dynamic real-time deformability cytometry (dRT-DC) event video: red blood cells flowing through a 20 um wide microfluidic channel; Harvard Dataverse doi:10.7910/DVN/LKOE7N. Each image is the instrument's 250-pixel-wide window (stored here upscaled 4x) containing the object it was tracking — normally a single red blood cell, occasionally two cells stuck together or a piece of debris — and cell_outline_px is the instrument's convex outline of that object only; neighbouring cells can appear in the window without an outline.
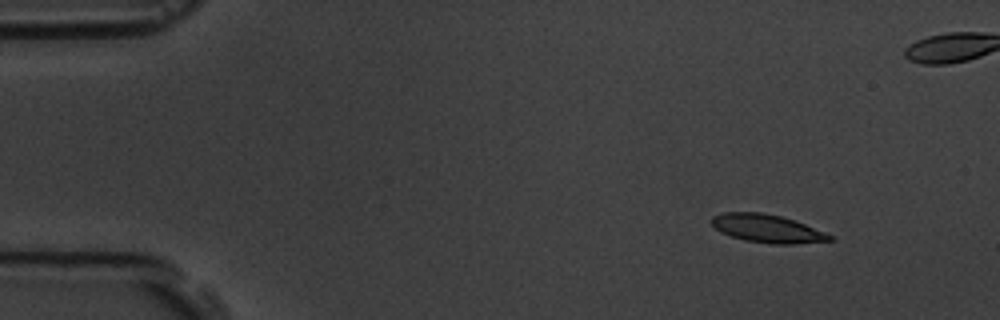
{"species": "common noctule bat (a hibernating species)", "species_latin": "Nyctalus noctula", "temperature_condition": "room temperature", "stored_images_in_passage": 6, "segment_of_instrument_passage": [1, 2], "camera_frame_rate_fps": 3000, "um_per_image_px": 0.085, "animal": {"sex": "male", "body_mass_g": 19.5, "forearm_length_mm": 54.6}, "frame": {"image": 1, "passage_image": 1, "time_ms": 0.0, "image_size_px": [1000, 320], "cell_outline_px": [[836, 240], [792, 244], [772, 244], [744, 240], [720, 232], [708, 220], [712, 216], [724, 212], [760, 212], [780, 216], [804, 224], [836, 236]], "centroid_in_image_um": [65.22, 19.43], "position_along_channel_um": 19.8, "area_um2": 19.42}}
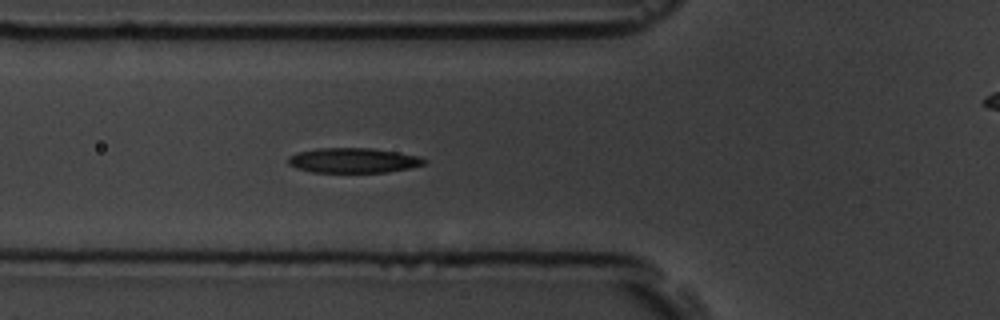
{"frame": {"image": 2, "passage_image": 5, "time_ms": 4.667, "image_size_px": [1000, 320], "cell_outline_px": [[428, 160], [424, 164], [408, 168], [388, 172], [312, 172], [296, 168], [288, 164], [288, 156], [300, 152], [316, 148], [372, 148], [420, 156]], "centroid_in_image_um": [30.03, 13.63], "position_along_channel_um": 95.8, "area_um2": 19.71}}